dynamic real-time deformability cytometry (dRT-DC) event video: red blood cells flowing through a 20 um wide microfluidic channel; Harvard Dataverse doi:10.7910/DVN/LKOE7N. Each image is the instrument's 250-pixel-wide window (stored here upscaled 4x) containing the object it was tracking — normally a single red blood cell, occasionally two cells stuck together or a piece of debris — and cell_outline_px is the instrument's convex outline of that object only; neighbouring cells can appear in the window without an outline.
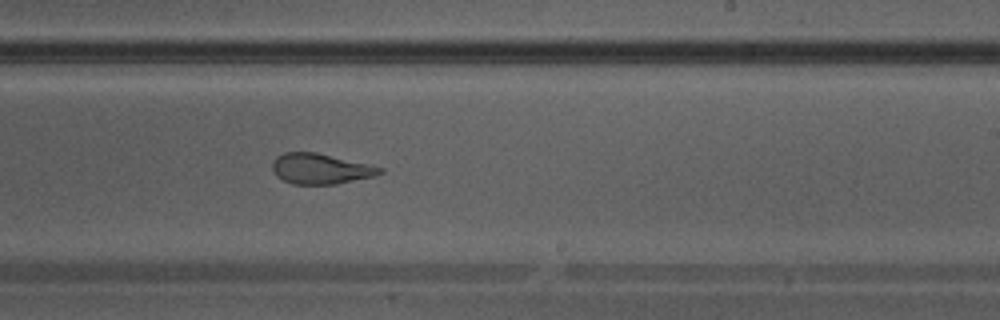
{"species": "Egyptian fruit bat (a non-hibernating species)", "species_latin": "Rousettus aegyptiacus", "temperature_condition": "warm", "stored_images_in_passage": 36, "camera_frame_rate_fps": 3000, "um_per_image_px": 0.085, "animal": {"sex": "male"}, "frame": {"image": 1, "passage_image": 21, "time_ms": 6.667, "image_size_px": [1000, 320], "cell_outline_px": [[384, 172], [376, 176], [336, 184], [292, 184], [276, 176], [272, 172], [272, 160], [276, 156], [284, 152], [316, 152], [368, 164], [384, 168]], "centroid_in_image_um": [27.23, 14.34], "position_along_channel_um": 261.8, "area_um2": 19.25}}